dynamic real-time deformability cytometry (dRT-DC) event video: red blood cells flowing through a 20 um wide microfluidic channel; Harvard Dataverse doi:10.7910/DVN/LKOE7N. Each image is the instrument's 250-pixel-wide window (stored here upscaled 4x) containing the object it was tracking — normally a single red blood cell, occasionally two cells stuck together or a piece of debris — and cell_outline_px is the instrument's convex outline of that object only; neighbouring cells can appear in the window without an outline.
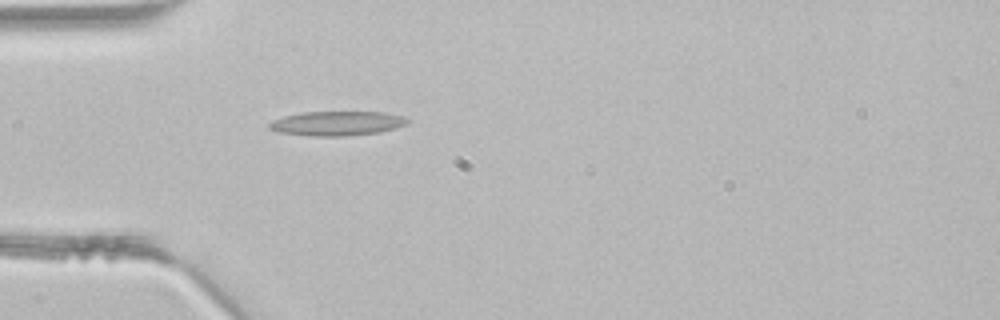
{"species": "common noctule bat (a hibernating species)", "species_latin": "Nyctalus noctula", "temperature_condition": "room temperature", "stored_images_in_passage": 2, "camera_frame_rate_fps": 3000, "um_per_image_px": 0.085, "animal": {"sex": "male", "body_mass_g": 21.5, "forearm_length_mm": 52.0}, "frame": {"image": 1, "passage_image": 2, "time_ms": 0.333, "image_size_px": [1000, 320], "cell_outline_px": [[408, 124], [396, 128], [380, 132], [344, 136], [312, 136], [280, 132], [268, 128], [268, 124], [272, 120], [284, 116], [300, 112], [384, 112], [404, 116], [408, 120]], "centroid_in_image_um": [28.65, 10.48], "position_along_channel_um": 56.3, "area_um2": 19.71}}